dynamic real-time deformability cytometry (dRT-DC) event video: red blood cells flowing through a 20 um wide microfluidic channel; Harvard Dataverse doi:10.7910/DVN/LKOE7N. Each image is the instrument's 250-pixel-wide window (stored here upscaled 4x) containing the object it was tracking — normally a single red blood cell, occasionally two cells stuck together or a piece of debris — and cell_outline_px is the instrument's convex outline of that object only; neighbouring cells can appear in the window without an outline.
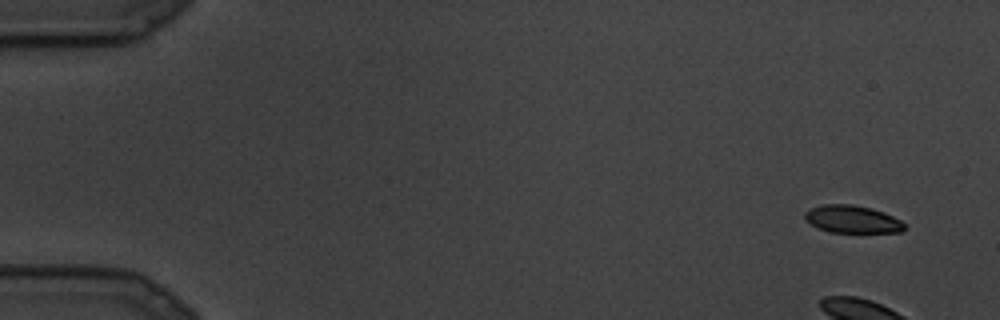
{"species": "common noctule bat (a hibernating species)", "species_latin": "Nyctalus noctula", "temperature_condition": "cold", "stored_images_in_passage": 26, "camera_frame_rate_fps": 3000, "um_per_image_px": 0.085, "animal": {"sex": "male", "body_mass_g": 19.5, "forearm_length_mm": 54.6}, "frame": {"image": 1, "passage_image": 1, "time_ms": 0.0, "image_size_px": [1000, 320], "cell_outline_px": [[908, 224], [900, 232], [828, 232], [816, 228], [804, 216], [804, 212], [812, 208], [824, 204], [852, 204], [872, 208], [884, 212]], "centroid_in_image_um": [72.46, 18.63], "position_along_channel_um": 12.5, "area_um2": 16.01}}
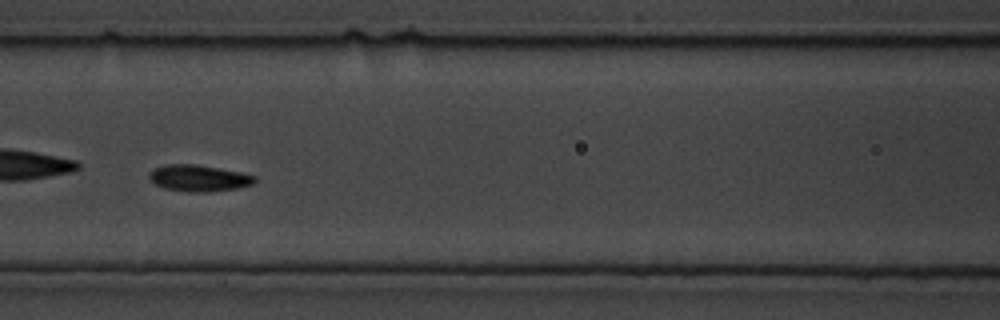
{"frame": {"image": 2, "passage_image": 12, "time_ms": 3.667, "image_size_px": [1000, 320], "cell_outline_px": [[256, 180], [252, 184], [236, 188], [204, 192], [188, 192], [164, 188], [156, 184], [148, 176], [148, 172], [152, 168], [168, 164], [192, 164], [220, 168], [240, 172], [256, 176]], "centroid_in_image_um": [16.86, 15.13], "position_along_channel_um": 149.7, "area_um2": 16.18}}